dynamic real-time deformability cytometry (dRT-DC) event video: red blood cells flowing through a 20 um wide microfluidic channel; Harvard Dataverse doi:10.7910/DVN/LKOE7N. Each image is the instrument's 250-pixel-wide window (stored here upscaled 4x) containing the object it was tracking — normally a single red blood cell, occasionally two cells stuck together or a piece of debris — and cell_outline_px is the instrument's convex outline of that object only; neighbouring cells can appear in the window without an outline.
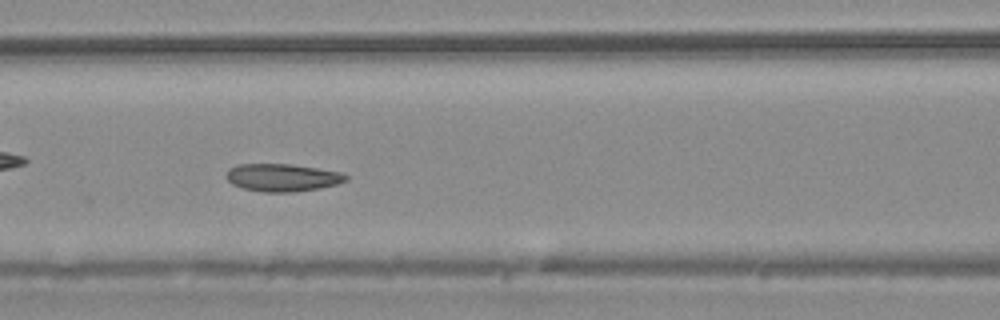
{"species": "common noctule bat (a hibernating species)", "species_latin": "Nyctalus noctula", "temperature_condition": "warm", "stored_images_in_passage": 37, "camera_frame_rate_fps": 3000, "um_per_image_px": 0.085, "animal": {"sex": "male", "body_mass_g": 20.4}, "frame": {"image": 1, "passage_image": 16, "time_ms": 5.0, "image_size_px": [1000, 320], "cell_outline_px": [[348, 180], [336, 184], [320, 188], [292, 192], [260, 192], [244, 188], [232, 184], [224, 176], [228, 168], [236, 164], [292, 164], [340, 172], [348, 176]], "centroid_in_image_um": [23.96, 15.09], "position_along_channel_um": 142.6, "area_um2": 19.36}}
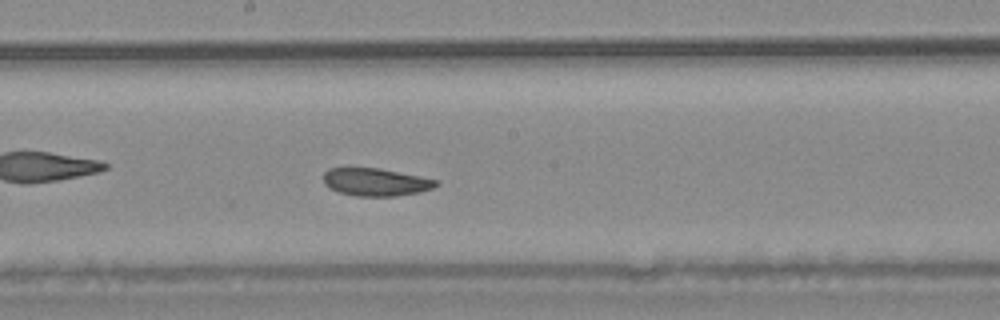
{"frame": {"image": 2, "passage_image": 22, "time_ms": 7.0, "image_size_px": [1000, 320], "cell_outline_px": [[440, 184], [432, 188], [420, 192], [396, 196], [356, 196], [340, 192], [328, 188], [324, 184], [324, 172], [328, 168], [348, 164], [380, 168], [440, 180]], "centroid_in_image_um": [31.88, 15.42], "position_along_channel_um": 216.3, "area_um2": 19.07}, "authors_computed_cell_mechanics": {"area_um2": 19.3052, "velocity_mm_per_s": 3.6856, "shape_relaxation_time_tau1_ms": 6.7116, "shape_relaxation_time_tau2_ms": 7.1329, "deformation_change_tau1": 0.1144, "deformation_change_tau2": 0.1303}}